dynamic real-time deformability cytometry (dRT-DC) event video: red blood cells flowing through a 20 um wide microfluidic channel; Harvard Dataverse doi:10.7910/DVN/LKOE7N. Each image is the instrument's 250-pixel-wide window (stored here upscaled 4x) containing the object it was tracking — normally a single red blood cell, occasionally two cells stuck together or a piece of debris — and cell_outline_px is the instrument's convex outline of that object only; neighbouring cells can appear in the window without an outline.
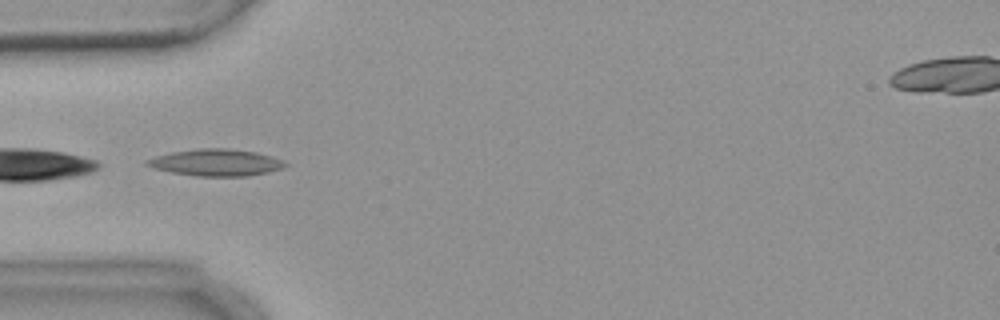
{"species": "common noctule bat (a hibernating species)", "species_latin": "Nyctalus noctula", "temperature_condition": "warm", "stored_images_in_passage": 13, "camera_frame_rate_fps": 3000, "um_per_image_px": 0.085, "animal": {"sex": "female", "body_mass_g": 18.4}, "frame": {"image": 1, "passage_image": 4, "time_ms": 5.0, "image_size_px": [1000, 320], "cell_outline_px": [[288, 164], [284, 168], [268, 172], [248, 176], [196, 176], [172, 172], [152, 168], [144, 164], [144, 160], [156, 156], [172, 152], [196, 148], [228, 148], [256, 152], [284, 160]], "centroid_in_image_um": [18.36, 13.81], "position_along_channel_um": 66.6, "area_um2": 21.73}}
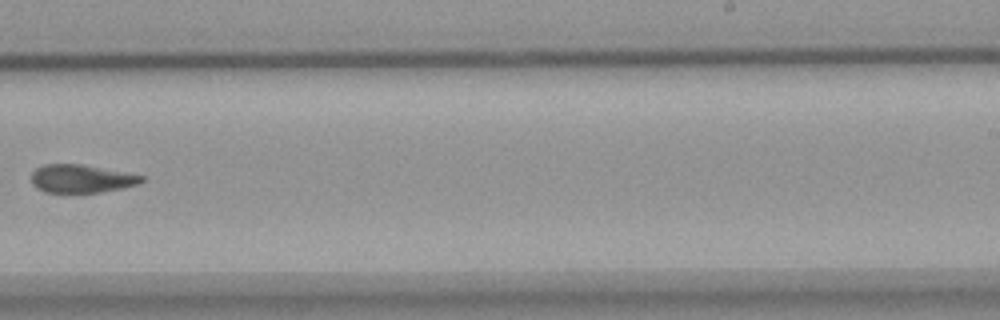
{"frame": {"image": 2, "passage_image": 9, "time_ms": 11.0, "image_size_px": [1000, 320], "cell_outline_px": [[144, 180], [136, 184], [104, 192], [44, 192], [36, 188], [32, 184], [32, 172], [36, 168], [44, 164], [84, 164], [144, 176]], "centroid_in_image_um": [6.87, 15.18], "position_along_channel_um": 282.1, "area_um2": 17.98}}
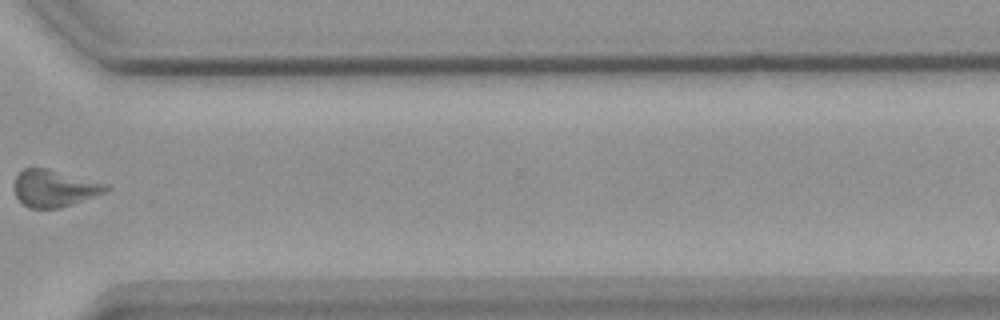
{"frame": {"image": 3, "passage_image": 11, "time_ms": 13.333, "image_size_px": [1000, 320], "cell_outline_px": [[112, 188], [104, 192], [72, 204], [60, 208], [28, 208], [16, 196], [12, 184], [16, 176], [24, 168], [48, 168], [112, 184]], "centroid_in_image_um": [4.64, 15.99], "position_along_channel_um": 366.0, "area_um2": 20.06}, "authors_computed_cell_mechanics": {"area_um2": 19.074, "velocity_mm_per_s": 3.6038, "shape_relaxation_time_tau1_ms": 3.2108, "shape_relaxation_time_tau2_ms": null, "deformation_change_tau1": 0.0941, "deformation_change_tau2": null}}